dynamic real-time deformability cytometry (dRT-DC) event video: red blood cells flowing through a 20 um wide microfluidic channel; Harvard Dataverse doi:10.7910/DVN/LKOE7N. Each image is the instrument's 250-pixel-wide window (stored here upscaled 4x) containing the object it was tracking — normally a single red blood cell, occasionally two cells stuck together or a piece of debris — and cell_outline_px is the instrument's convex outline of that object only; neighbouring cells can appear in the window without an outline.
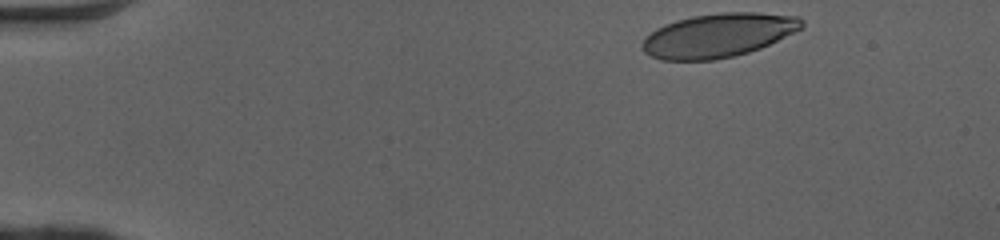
{"species": "human", "species_latin": "Homo sapiens", "temperature_condition": "cold", "stored_images_in_passage": 38, "camera_frame_rate_fps": 3000, "um_per_image_px": 0.085, "donor": {"sex": "female"}, "frame": {"image": 1, "passage_image": 1, "time_ms": 0.0, "image_size_px": [1000, 240], "cell_outline_px": [[804, 28], [760, 48], [748, 52], [732, 56], [712, 60], [660, 60], [644, 52], [640, 44], [644, 36], [656, 28], [664, 24], [676, 20], [692, 16], [720, 12], [756, 12], [800, 16], [804, 20]], "centroid_in_image_um": [61.05, 2.99], "position_along_channel_um": 24.0, "area_um2": 41.1}}
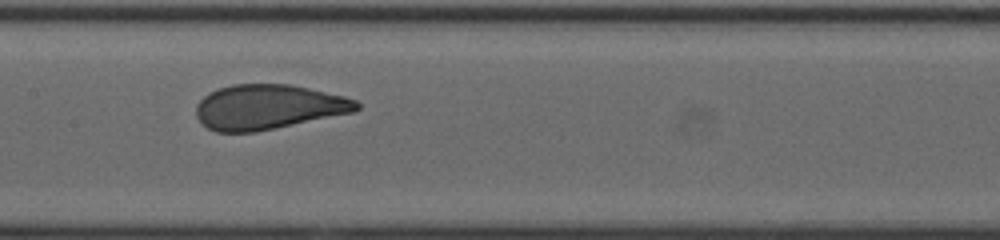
{"frame": {"image": 2, "passage_image": 20, "time_ms": 6.333, "image_size_px": [1000, 240], "cell_outline_px": [[360, 108], [356, 112], [256, 132], [216, 132], [208, 128], [196, 116], [196, 104], [204, 96], [220, 88], [232, 84], [288, 84], [308, 88], [344, 96], [356, 100], [360, 104]], "centroid_in_image_um": [22.82, 9.1], "position_along_channel_um": 184.6, "area_um2": 41.91}}
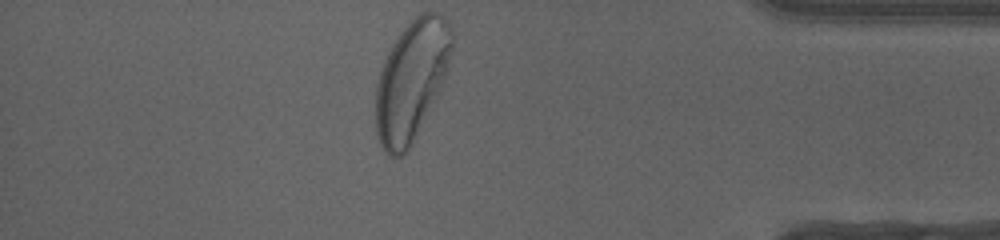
{"frame": {"image": 3, "passage_image": 38, "time_ms": 12.333, "image_size_px": [1000, 240], "cell_outline_px": [[452, 48], [444, 76], [412, 144], [400, 156], [388, 156], [380, 144], [376, 132], [376, 84], [384, 60], [392, 44], [400, 32], [420, 12], [440, 12], [444, 16], [452, 28]], "centroid_in_image_um": [34.95, 6.79], "position_along_channel_um": 400.3, "area_um2": 52.25}, "authors_computed_cell_mechanics": {"area_um2": 42.194, "velocity_mm_per_s": 4.0837, "shape_relaxation_time_tau1_ms": 3.8629, "shape_relaxation_time_tau2_ms": null, "deformation_change_tau1": 0.175, "deformation_change_tau2": null}}